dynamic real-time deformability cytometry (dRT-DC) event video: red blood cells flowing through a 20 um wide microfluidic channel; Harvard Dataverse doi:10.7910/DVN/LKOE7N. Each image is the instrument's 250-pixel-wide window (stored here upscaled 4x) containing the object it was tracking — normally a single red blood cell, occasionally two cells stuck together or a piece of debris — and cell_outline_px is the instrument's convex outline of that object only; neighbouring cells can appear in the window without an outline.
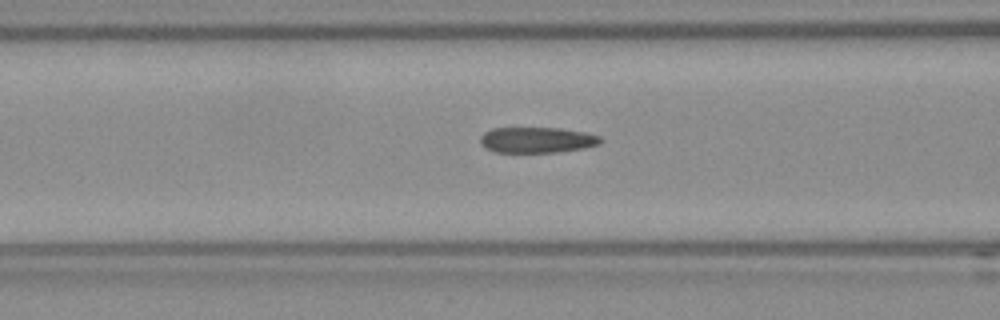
{"species": "Egyptian fruit bat (a non-hibernating species)", "species_latin": "Rousettus aegyptiacus", "temperature_condition": "room temperature", "stored_images_in_passage": 37, "camera_frame_rate_fps": 3000, "um_per_image_px": 0.085, "frame": {"image": 1, "passage_image": 16, "time_ms": 5.0, "image_size_px": [1000, 320], "cell_outline_px": [[604, 140], [600, 144], [584, 148], [556, 152], [496, 152], [480, 144], [480, 136], [484, 132], [492, 128], [560, 128], [584, 132], [600, 136]], "centroid_in_image_um": [45.66, 11.89], "position_along_channel_um": 120.9, "area_um2": 18.03}}